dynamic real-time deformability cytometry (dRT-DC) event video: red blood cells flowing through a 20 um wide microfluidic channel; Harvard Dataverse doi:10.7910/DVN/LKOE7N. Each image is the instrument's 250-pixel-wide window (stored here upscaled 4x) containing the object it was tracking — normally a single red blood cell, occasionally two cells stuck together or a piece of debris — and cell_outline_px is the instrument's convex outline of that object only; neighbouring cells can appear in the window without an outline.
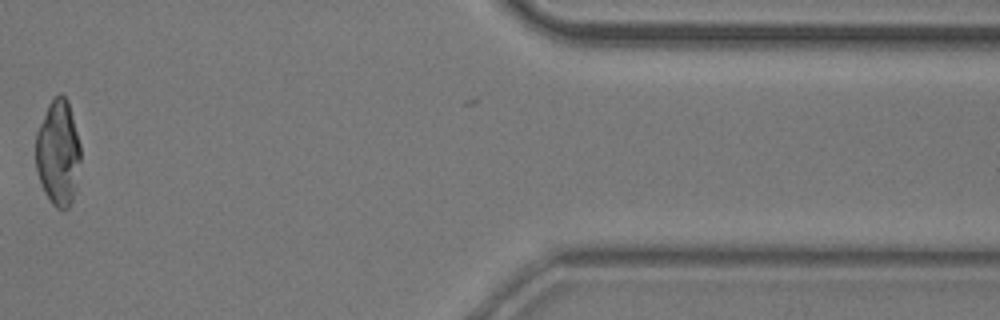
{"species": "common noctule bat (a hibernating species)", "species_latin": "Nyctalus noctula", "temperature_condition": "room temperature", "stored_images_in_passage": 13, "camera_frame_rate_fps": 3000, "um_per_image_px": 0.085, "animal": {"sex": "male", "body_mass_g": 20.5, "forearm_length_mm": 52.5}, "frame": {"image": 1, "passage_image": 12, "time_ms": 3.667, "image_size_px": [1000, 320], "cell_outline_px": [[80, 160], [76, 188], [72, 200], [68, 208], [64, 212], [56, 208], [52, 204], [44, 192], [36, 168], [36, 132], [48, 104], [60, 92], [68, 100], [80, 144]], "centroid_in_image_um": [4.94, 13.01], "position_along_channel_um": 406.5, "area_um2": 27.69}}